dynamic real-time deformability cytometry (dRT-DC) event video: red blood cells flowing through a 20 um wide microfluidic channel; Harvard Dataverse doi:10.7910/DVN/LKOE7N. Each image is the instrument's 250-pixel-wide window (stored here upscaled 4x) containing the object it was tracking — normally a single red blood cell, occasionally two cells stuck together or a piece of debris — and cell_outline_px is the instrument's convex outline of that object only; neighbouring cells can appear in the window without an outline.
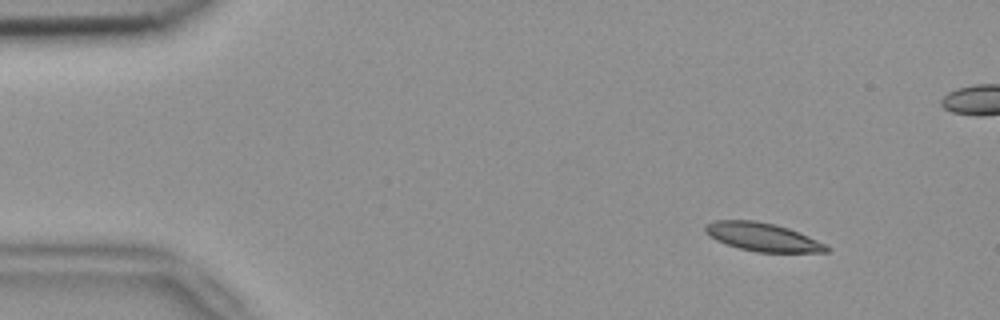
{"species": "common noctule bat (a hibernating species)", "species_latin": "Nyctalus noctula", "temperature_condition": "room temperature", "stored_images_in_passage": 13, "camera_frame_rate_fps": 3000, "um_per_image_px": 0.085, "animal": {"sex": "female", "body_mass_g": 18.4}, "frame": {"image": 1, "passage_image": 6, "time_ms": 1.667, "image_size_px": [1000, 320], "cell_outline_px": [[832, 248], [828, 252], [756, 252], [740, 248], [716, 240], [708, 236], [704, 232], [704, 224], [716, 220], [756, 220], [776, 224], [788, 228], [808, 236]], "centroid_in_image_um": [64.79, 20.13], "position_along_channel_um": 20.2, "area_um2": 20.06}}